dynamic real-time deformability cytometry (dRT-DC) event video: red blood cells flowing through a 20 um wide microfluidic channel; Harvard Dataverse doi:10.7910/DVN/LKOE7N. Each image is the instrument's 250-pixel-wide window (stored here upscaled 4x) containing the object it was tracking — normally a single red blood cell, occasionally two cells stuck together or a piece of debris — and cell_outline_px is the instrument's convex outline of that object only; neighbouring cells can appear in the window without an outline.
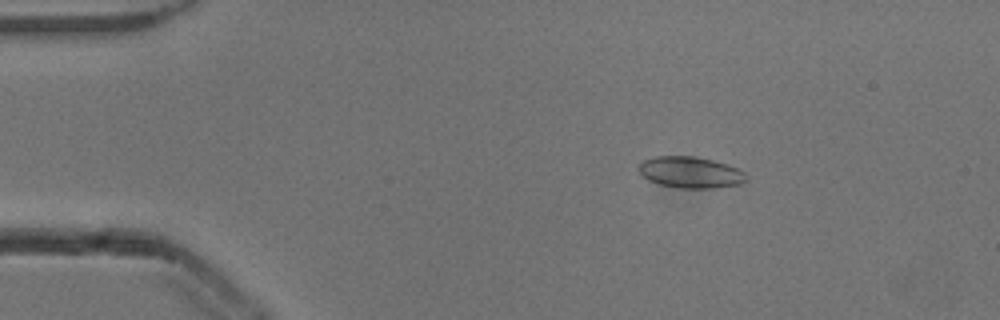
{"species": "common noctule bat (a hibernating species)", "species_latin": "Nyctalus noctula", "temperature_condition": "cold", "stored_images_in_passage": 52, "camera_frame_rate_fps": 3000, "um_per_image_px": 0.085, "animal": {"sex": "male", "body_mass_g": 13.3}, "frame": {"image": 1, "passage_image": 8, "time_ms": 2.333, "image_size_px": [1000, 320], "cell_outline_px": [[748, 180], [740, 184], [712, 188], [680, 188], [660, 184], [648, 180], [636, 168], [644, 160], [656, 156], [692, 156], [712, 160], [728, 164], [744, 172]], "centroid_in_image_um": [58.69, 14.65], "position_along_channel_um": 26.3, "area_um2": 19.54}}
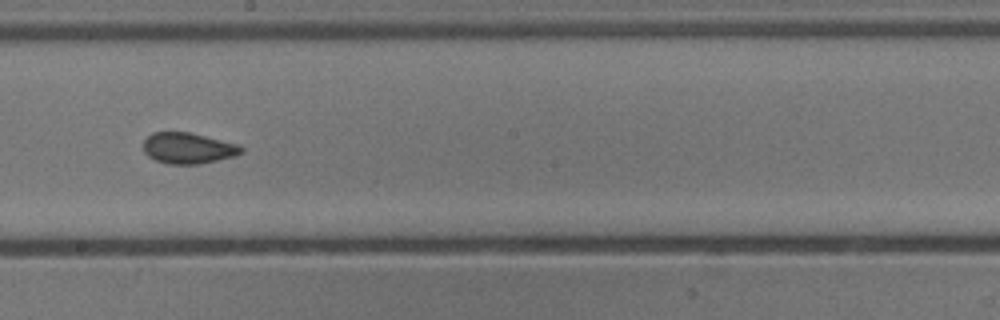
{"frame": {"image": 2, "passage_image": 29, "time_ms": 9.333, "image_size_px": [1000, 320], "cell_outline_px": [[244, 152], [236, 156], [200, 164], [168, 164], [156, 160], [148, 156], [144, 152], [144, 140], [152, 132], [188, 132], [240, 144], [244, 148]], "centroid_in_image_um": [16.03, 12.6], "position_along_channel_um": 232.2, "area_um2": 17.8}}
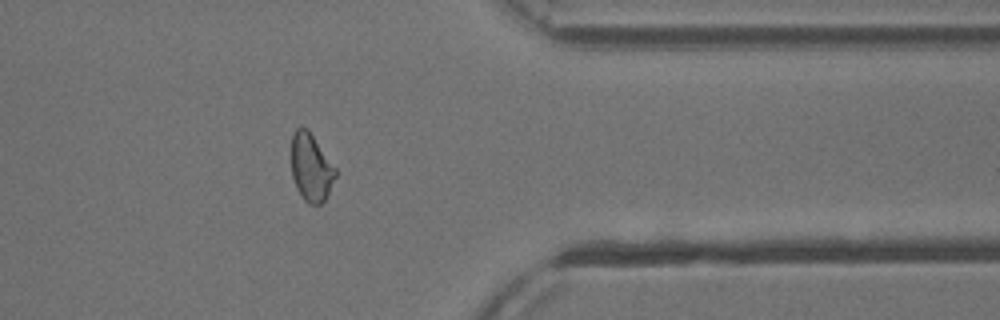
{"frame": {"image": 3, "passage_image": 42, "time_ms": 13.667, "image_size_px": [1000, 320], "cell_outline_px": [[336, 176], [324, 200], [320, 204], [308, 204], [304, 200], [292, 176], [292, 132], [296, 128], [308, 128], [336, 168]], "centroid_in_image_um": [26.44, 14.2], "position_along_channel_um": 385.0, "area_um2": 17.17}, "authors_computed_cell_mechanics": {"area_um2": 18.0914, "velocity_mm_per_s": 3.8657, "shape_relaxation_time_tau1_ms": 5.345, "shape_relaxation_time_tau2_ms": 1.6659, "deformation_change_tau1": 0.0965, "deformation_change_tau2": 0.0604}}